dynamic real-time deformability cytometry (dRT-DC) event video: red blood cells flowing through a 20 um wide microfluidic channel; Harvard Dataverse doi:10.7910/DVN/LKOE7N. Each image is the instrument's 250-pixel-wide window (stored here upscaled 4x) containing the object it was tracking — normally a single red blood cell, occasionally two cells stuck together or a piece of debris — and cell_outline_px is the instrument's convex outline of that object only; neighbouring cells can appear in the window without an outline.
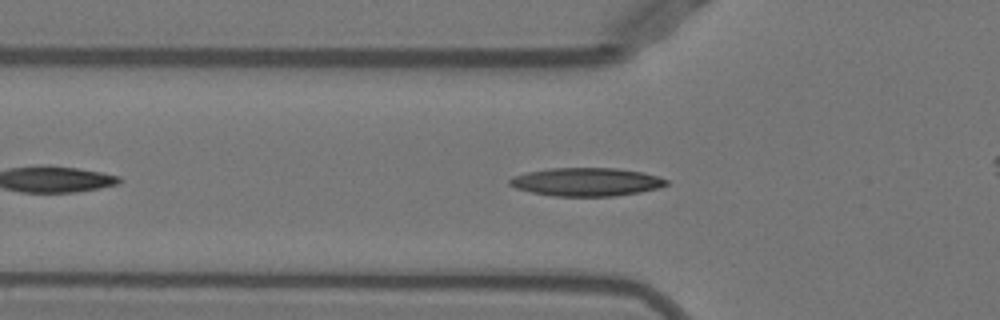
{"species": "Egyptian fruit bat (a non-hibernating species)", "species_latin": "Rousettus aegyptiacus", "temperature_condition": "warm", "stored_images_in_passage": 39, "camera_frame_rate_fps": 3000, "um_per_image_px": 0.085, "animal": {"sex": "female"}, "frame": {"image": 1, "passage_image": 7, "time_ms": 2.0, "image_size_px": [1000, 320], "cell_outline_px": [[668, 184], [660, 188], [640, 192], [616, 196], [556, 196], [532, 192], [516, 188], [508, 184], [508, 180], [512, 176], [528, 172], [548, 168], [616, 168], [644, 172], [668, 180]], "centroid_in_image_um": [49.85, 15.46], "position_along_channel_um": 75.9, "area_um2": 25.89}}
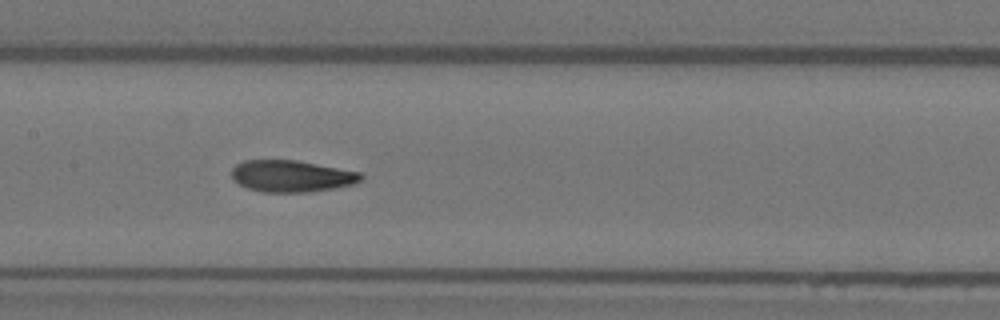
{"frame": {"image": 2, "passage_image": 15, "time_ms": 4.667, "image_size_px": [1000, 320], "cell_outline_px": [[364, 176], [360, 180], [352, 184], [312, 192], [260, 192], [248, 188], [232, 180], [232, 168], [236, 164], [244, 160], [296, 160], [360, 172]], "centroid_in_image_um": [24.74, 14.97], "position_along_channel_um": 182.7, "area_um2": 23.81}}
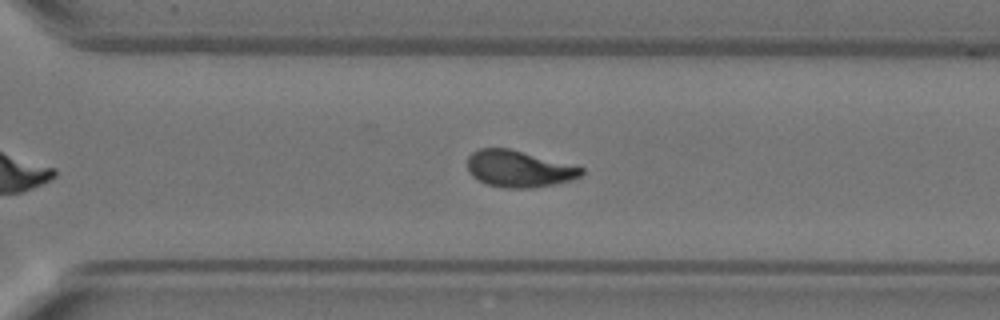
{"frame": {"image": 3, "passage_image": 26, "time_ms": 8.333, "image_size_px": [1000, 320], "cell_outline_px": [[584, 172], [580, 176], [572, 180], [532, 188], [504, 188], [484, 184], [472, 176], [468, 172], [468, 156], [472, 152], [480, 148], [508, 148], [584, 168]], "centroid_in_image_um": [44.06, 14.36], "position_along_channel_um": 326.5, "area_um2": 24.22}, "authors_computed_cell_mechanics": {"area_um2": 24.2182, "velocity_mm_per_s": 3.9479, "shape_relaxation_time_tau1_ms": 5.9114, "shape_relaxation_time_tau2_ms": 1.9301, "deformation_change_tau1": 0.2149, "deformation_change_tau2": 0.0893}}